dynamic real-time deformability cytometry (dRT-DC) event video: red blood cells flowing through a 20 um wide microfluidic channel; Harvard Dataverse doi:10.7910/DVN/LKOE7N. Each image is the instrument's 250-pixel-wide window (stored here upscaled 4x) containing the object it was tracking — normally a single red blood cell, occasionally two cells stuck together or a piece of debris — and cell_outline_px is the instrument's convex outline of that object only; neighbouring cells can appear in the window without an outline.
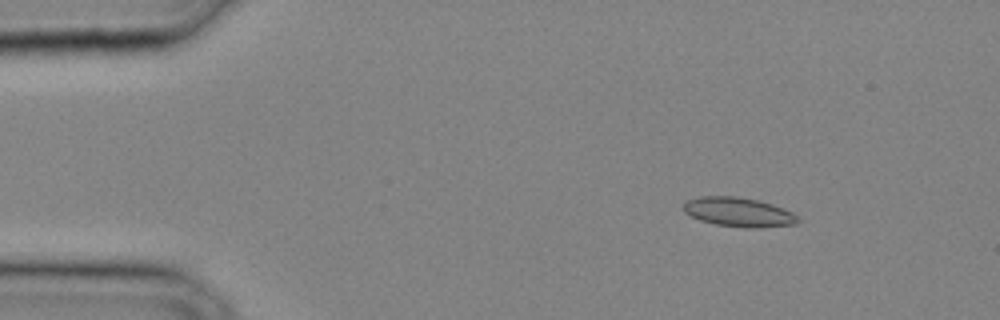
{"species": "common noctule bat (a hibernating species)", "species_latin": "Nyctalus noctula", "temperature_condition": "cold", "stored_images_in_passage": 32, "camera_frame_rate_fps": 3000, "um_per_image_px": 0.085, "animal": {"sex": "male", "body_mass_g": 20.4}, "frame": {"image": 1, "passage_image": 4, "time_ms": 1.0, "image_size_px": [1000, 320], "cell_outline_px": [[800, 220], [796, 224], [760, 228], [744, 228], [716, 224], [700, 220], [684, 212], [680, 208], [688, 200], [700, 196], [736, 196], [760, 200], [772, 204], [792, 212]], "centroid_in_image_um": [62.77, 18.03], "position_along_channel_um": 22.2, "area_um2": 19.65}}
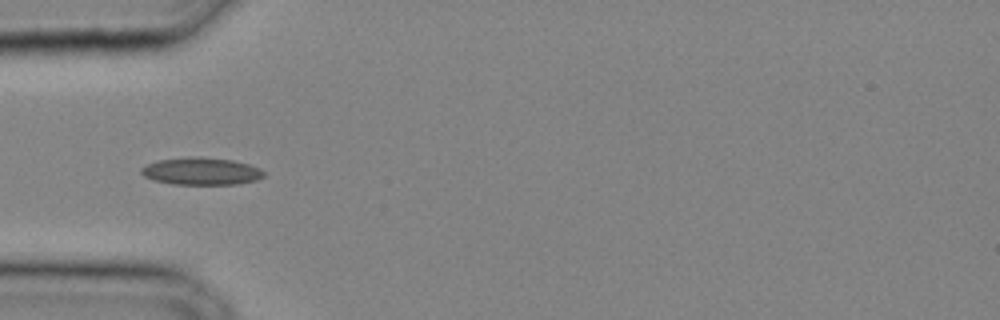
{"frame": {"image": 2, "passage_image": 10, "time_ms": 3.0, "image_size_px": [1000, 320], "cell_outline_px": [[264, 176], [256, 180], [236, 184], [172, 184], [152, 180], [144, 176], [140, 172], [140, 168], [156, 160], [188, 156], [200, 156], [232, 160], [248, 164], [260, 168], [264, 172]], "centroid_in_image_um": [17.07, 14.54], "position_along_channel_um": 67.9, "area_um2": 19.71}}
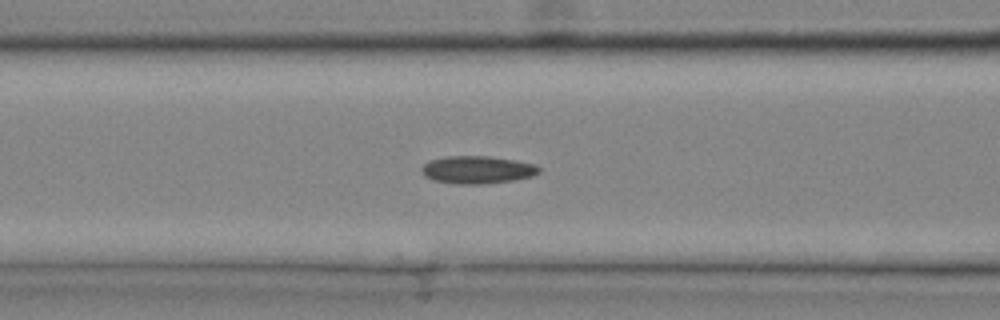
{"frame": {"image": 3, "passage_image": 13, "time_ms": 4.0, "image_size_px": [1000, 320], "cell_outline_px": [[540, 172], [532, 176], [512, 180], [480, 184], [460, 184], [436, 180], [424, 176], [424, 164], [428, 160], [448, 156], [488, 156], [516, 160], [536, 164], [540, 168]], "centroid_in_image_um": [40.62, 14.41], "position_along_channel_um": 126.0, "area_um2": 18.67}}